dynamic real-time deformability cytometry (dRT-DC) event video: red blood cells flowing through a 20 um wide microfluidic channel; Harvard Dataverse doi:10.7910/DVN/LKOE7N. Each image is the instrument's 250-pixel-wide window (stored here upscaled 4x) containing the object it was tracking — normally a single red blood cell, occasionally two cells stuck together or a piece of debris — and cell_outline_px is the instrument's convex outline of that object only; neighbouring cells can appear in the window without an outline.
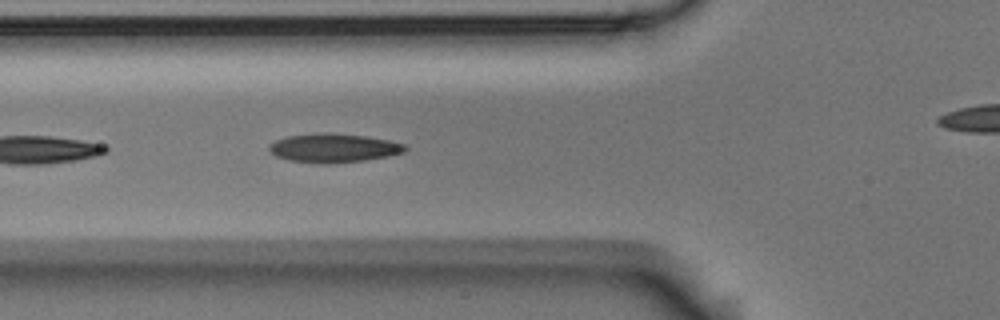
{"species": "Egyptian fruit bat (a non-hibernating species)", "species_latin": "Rousettus aegyptiacus", "temperature_condition": "room temperature", "stored_images_in_passage": 5, "segment_of_instrument_passage": [1, 2], "camera_frame_rate_fps": 3000, "um_per_image_px": 0.085, "animal": {"sex": "male"}, "frame": {"image": 1, "passage_image": 4, "time_ms": 1.0, "image_size_px": [1000, 320], "cell_outline_px": [[408, 148], [404, 152], [388, 156], [364, 160], [336, 164], [320, 164], [288, 160], [276, 156], [268, 148], [268, 144], [276, 140], [288, 136], [324, 132], [368, 136], [388, 140], [404, 144]], "centroid_in_image_um": [28.35, 12.59], "position_along_channel_um": 97.4, "area_um2": 23.0}}